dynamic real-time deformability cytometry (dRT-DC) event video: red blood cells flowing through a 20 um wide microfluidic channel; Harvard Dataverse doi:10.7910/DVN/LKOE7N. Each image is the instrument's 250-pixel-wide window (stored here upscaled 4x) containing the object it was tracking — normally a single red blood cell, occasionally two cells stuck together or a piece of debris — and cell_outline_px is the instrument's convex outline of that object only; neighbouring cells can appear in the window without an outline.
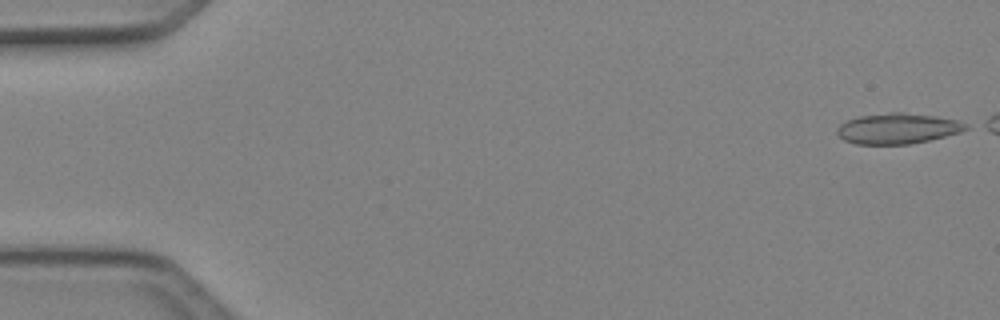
{"species": "Egyptian fruit bat (a non-hibernating species)", "species_latin": "Rousettus aegyptiacus", "temperature_condition": "cold", "stored_images_in_passage": 6, "camera_frame_rate_fps": 3000, "um_per_image_px": 0.085, "animal": {"sex": "female"}, "frame": {"image": 1, "passage_image": 1, "time_ms": 0.0, "image_size_px": [1000, 320], "cell_outline_px": [[972, 128], [960, 132], [928, 140], [908, 144], [856, 144], [844, 140], [836, 132], [836, 128], [840, 124], [848, 120], [860, 116], [892, 112], [904, 112], [936, 116], [960, 120], [968, 124]], "centroid_in_image_um": [76.34, 10.91], "position_along_channel_um": 8.7, "area_um2": 23.0}}
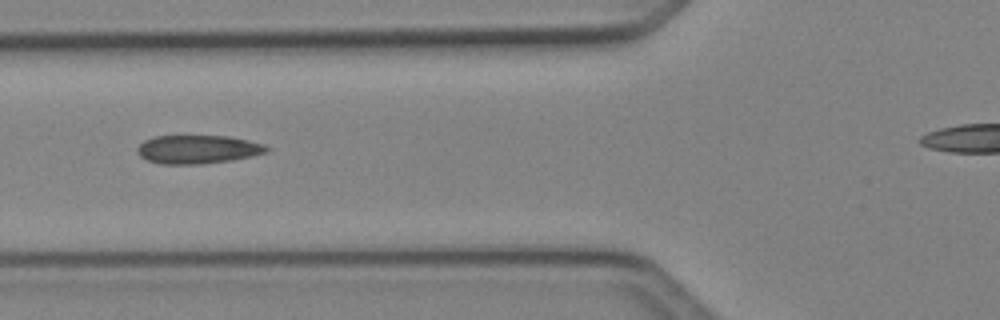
{"frame": {"image": 2, "passage_image": 6, "time_ms": 1.667, "image_size_px": [1000, 320], "cell_outline_px": [[272, 148], [268, 152], [252, 156], [232, 160], [204, 164], [160, 164], [148, 160], [140, 156], [136, 152], [136, 148], [144, 140], [156, 136], [228, 136], [248, 140], [264, 144]], "centroid_in_image_um": [16.83, 12.7], "position_along_channel_um": 109.0, "area_um2": 21.68}}